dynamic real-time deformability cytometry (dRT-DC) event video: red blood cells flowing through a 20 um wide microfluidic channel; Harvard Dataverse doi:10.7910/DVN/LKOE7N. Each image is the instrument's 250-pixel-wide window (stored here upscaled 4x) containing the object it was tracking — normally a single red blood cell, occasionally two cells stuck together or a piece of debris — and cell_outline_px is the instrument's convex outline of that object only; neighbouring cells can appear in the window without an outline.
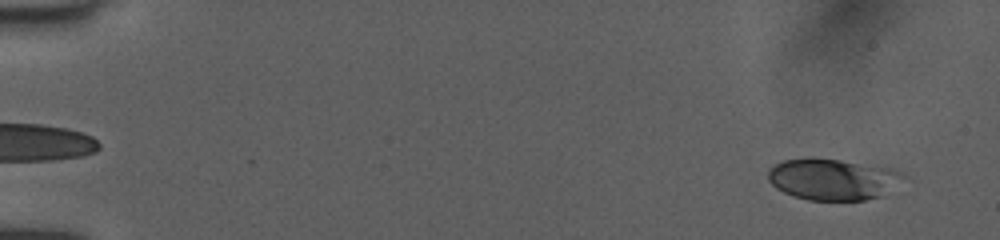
{"species": "human", "species_latin": "Homo sapiens", "temperature_condition": "room temperature", "stored_images_in_passage": 9, "camera_frame_rate_fps": 3000, "um_per_image_px": 0.085, "donor": {"sex": "female"}, "frame": {"image": 1, "passage_image": 2, "time_ms": 0.333, "image_size_px": [1000, 240], "cell_outline_px": [[912, 180], [880, 196], [864, 200], [808, 200], [792, 196], [776, 188], [768, 180], [768, 168], [784, 160], [840, 160], [892, 168], [908, 176]], "centroid_in_image_um": [70.91, 15.27], "position_along_channel_um": 14.1, "area_um2": 32.66}}
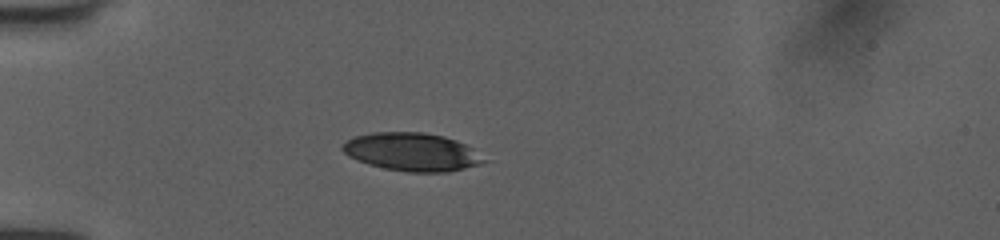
{"frame": {"image": 2, "passage_image": 7, "time_ms": 2.0, "image_size_px": [1000, 240], "cell_outline_px": [[488, 160], [480, 164], [464, 168], [444, 172], [408, 172], [384, 168], [368, 164], [356, 160], [348, 156], [340, 148], [340, 144], [356, 136], [372, 132], [424, 132], [444, 136], [456, 140], [472, 148]], "centroid_in_image_um": [34.99, 12.91], "position_along_channel_um": 50.0, "area_um2": 31.44}}